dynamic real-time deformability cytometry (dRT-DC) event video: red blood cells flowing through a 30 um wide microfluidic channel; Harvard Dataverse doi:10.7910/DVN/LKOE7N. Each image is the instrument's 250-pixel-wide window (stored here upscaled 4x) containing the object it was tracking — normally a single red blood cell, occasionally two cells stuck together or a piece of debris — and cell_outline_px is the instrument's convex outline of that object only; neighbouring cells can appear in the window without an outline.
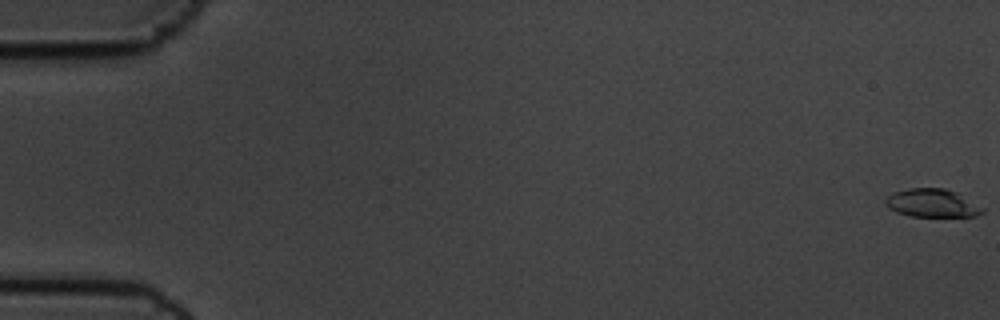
{"species": "common noctule bat (a hibernating species)", "species_latin": "Nyctalus noctula", "temperature_condition": "cold", "stored_images_in_passage": 57, "camera_frame_rate_fps": 3000, "um_per_image_px": 0.085, "animal": {"sex": "male", "body_mass_g": 19.5, "forearm_length_mm": 54.6}, "frame": {"image": 1, "passage_image": 1, "time_ms": 0.0, "image_size_px": [1000, 320], "cell_outline_px": [[984, 212], [976, 216], [912, 216], [896, 212], [888, 208], [884, 204], [884, 200], [892, 192], [908, 188], [944, 188], [956, 192], [984, 208]], "centroid_in_image_um": [79.19, 17.26], "position_along_channel_um": 5.8, "area_um2": 15.95}}
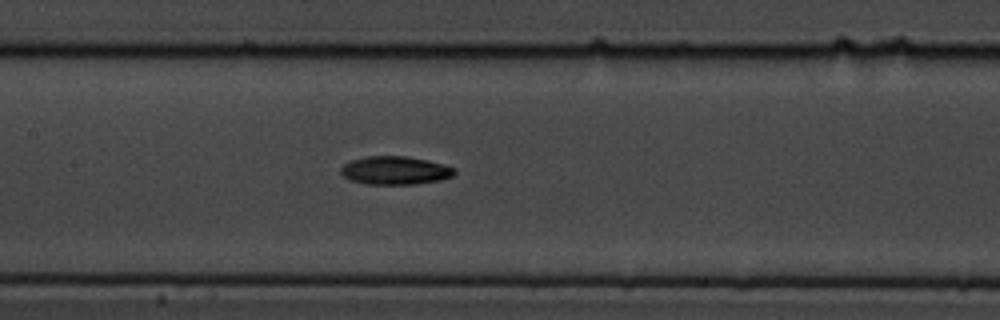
{"frame": {"image": 2, "passage_image": 28, "time_ms": 9.0, "image_size_px": [1000, 320], "cell_outline_px": [[456, 172], [452, 176], [440, 180], [416, 184], [364, 184], [348, 180], [340, 176], [340, 168], [344, 164], [352, 160], [364, 156], [404, 156], [428, 160], [456, 168]], "centroid_in_image_um": [33.54, 14.49], "position_along_channel_um": 173.9, "area_um2": 18.96}}
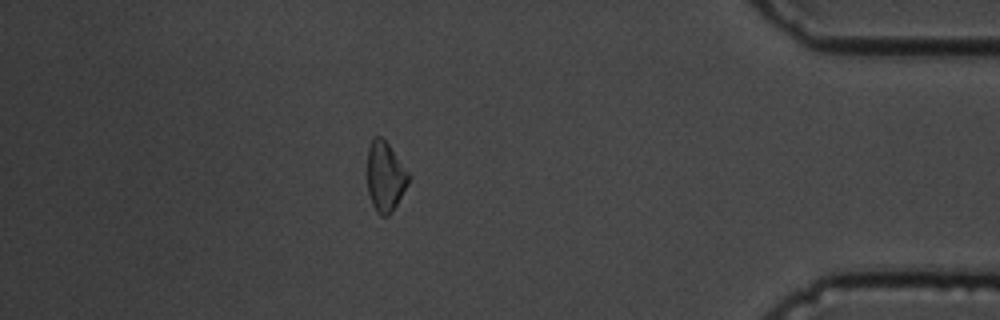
{"frame": {"image": 3, "passage_image": 50, "time_ms": 16.333, "image_size_px": [1000, 320], "cell_outline_px": [[412, 176], [408, 184], [392, 212], [388, 216], [380, 216], [376, 212], [372, 204], [368, 192], [368, 148], [372, 136], [380, 136], [388, 144]], "centroid_in_image_um": [32.75, 15.02], "position_along_channel_um": 402.4, "area_um2": 16.88}, "authors_computed_cell_mechanics": {"area_um2": 17.8024, "velocity_mm_per_s": 3.6309, "shape_relaxation_time_tau1_ms": 3.9379, "shape_relaxation_time_tau2_ms": null, "deformation_change_tau1": 0.1365, "deformation_change_tau2": null}}